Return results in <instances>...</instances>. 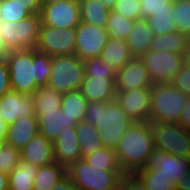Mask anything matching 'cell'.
I'll return each mask as SVG.
<instances>
[{
    "label": "cell",
    "instance_id": "obj_13",
    "mask_svg": "<svg viewBox=\"0 0 190 190\" xmlns=\"http://www.w3.org/2000/svg\"><path fill=\"white\" fill-rule=\"evenodd\" d=\"M189 168L190 158H181L178 155L154 149L143 169H152L155 176L171 179V183L176 184L186 176Z\"/></svg>",
    "mask_w": 190,
    "mask_h": 190
},
{
    "label": "cell",
    "instance_id": "obj_38",
    "mask_svg": "<svg viewBox=\"0 0 190 190\" xmlns=\"http://www.w3.org/2000/svg\"><path fill=\"white\" fill-rule=\"evenodd\" d=\"M29 16L31 14L13 0H0V22L20 21Z\"/></svg>",
    "mask_w": 190,
    "mask_h": 190
},
{
    "label": "cell",
    "instance_id": "obj_54",
    "mask_svg": "<svg viewBox=\"0 0 190 190\" xmlns=\"http://www.w3.org/2000/svg\"><path fill=\"white\" fill-rule=\"evenodd\" d=\"M58 1H69V0H41L42 6L43 5H50V4L56 3Z\"/></svg>",
    "mask_w": 190,
    "mask_h": 190
},
{
    "label": "cell",
    "instance_id": "obj_21",
    "mask_svg": "<svg viewBox=\"0 0 190 190\" xmlns=\"http://www.w3.org/2000/svg\"><path fill=\"white\" fill-rule=\"evenodd\" d=\"M39 133L52 143L66 127L76 126L74 121H70L61 108L50 111H42L38 116Z\"/></svg>",
    "mask_w": 190,
    "mask_h": 190
},
{
    "label": "cell",
    "instance_id": "obj_27",
    "mask_svg": "<svg viewBox=\"0 0 190 190\" xmlns=\"http://www.w3.org/2000/svg\"><path fill=\"white\" fill-rule=\"evenodd\" d=\"M75 131L77 133L81 159L103 147L98 131L94 125L83 120L76 124Z\"/></svg>",
    "mask_w": 190,
    "mask_h": 190
},
{
    "label": "cell",
    "instance_id": "obj_25",
    "mask_svg": "<svg viewBox=\"0 0 190 190\" xmlns=\"http://www.w3.org/2000/svg\"><path fill=\"white\" fill-rule=\"evenodd\" d=\"M87 99L81 90H72L62 94L61 110L70 121L76 124L84 120L87 110Z\"/></svg>",
    "mask_w": 190,
    "mask_h": 190
},
{
    "label": "cell",
    "instance_id": "obj_53",
    "mask_svg": "<svg viewBox=\"0 0 190 190\" xmlns=\"http://www.w3.org/2000/svg\"><path fill=\"white\" fill-rule=\"evenodd\" d=\"M103 3L108 9L112 10L114 8L116 0H99Z\"/></svg>",
    "mask_w": 190,
    "mask_h": 190
},
{
    "label": "cell",
    "instance_id": "obj_44",
    "mask_svg": "<svg viewBox=\"0 0 190 190\" xmlns=\"http://www.w3.org/2000/svg\"><path fill=\"white\" fill-rule=\"evenodd\" d=\"M14 3L23 6L31 15L40 14L42 9L41 0H13Z\"/></svg>",
    "mask_w": 190,
    "mask_h": 190
},
{
    "label": "cell",
    "instance_id": "obj_14",
    "mask_svg": "<svg viewBox=\"0 0 190 190\" xmlns=\"http://www.w3.org/2000/svg\"><path fill=\"white\" fill-rule=\"evenodd\" d=\"M115 100L134 122L150 121L151 88L116 91Z\"/></svg>",
    "mask_w": 190,
    "mask_h": 190
},
{
    "label": "cell",
    "instance_id": "obj_24",
    "mask_svg": "<svg viewBox=\"0 0 190 190\" xmlns=\"http://www.w3.org/2000/svg\"><path fill=\"white\" fill-rule=\"evenodd\" d=\"M189 46L188 37L178 31L154 35L151 40L149 51H169L174 54L183 55Z\"/></svg>",
    "mask_w": 190,
    "mask_h": 190
},
{
    "label": "cell",
    "instance_id": "obj_41",
    "mask_svg": "<svg viewBox=\"0 0 190 190\" xmlns=\"http://www.w3.org/2000/svg\"><path fill=\"white\" fill-rule=\"evenodd\" d=\"M170 83L185 95H190V69L184 65Z\"/></svg>",
    "mask_w": 190,
    "mask_h": 190
},
{
    "label": "cell",
    "instance_id": "obj_3",
    "mask_svg": "<svg viewBox=\"0 0 190 190\" xmlns=\"http://www.w3.org/2000/svg\"><path fill=\"white\" fill-rule=\"evenodd\" d=\"M155 149L151 122H134L115 148L118 163L124 174L143 169Z\"/></svg>",
    "mask_w": 190,
    "mask_h": 190
},
{
    "label": "cell",
    "instance_id": "obj_1",
    "mask_svg": "<svg viewBox=\"0 0 190 190\" xmlns=\"http://www.w3.org/2000/svg\"><path fill=\"white\" fill-rule=\"evenodd\" d=\"M5 60L12 90L32 95L39 87L48 84L52 63L47 54L36 49L9 51Z\"/></svg>",
    "mask_w": 190,
    "mask_h": 190
},
{
    "label": "cell",
    "instance_id": "obj_52",
    "mask_svg": "<svg viewBox=\"0 0 190 190\" xmlns=\"http://www.w3.org/2000/svg\"><path fill=\"white\" fill-rule=\"evenodd\" d=\"M105 190H125L124 184L122 183V177L115 185Z\"/></svg>",
    "mask_w": 190,
    "mask_h": 190
},
{
    "label": "cell",
    "instance_id": "obj_12",
    "mask_svg": "<svg viewBox=\"0 0 190 190\" xmlns=\"http://www.w3.org/2000/svg\"><path fill=\"white\" fill-rule=\"evenodd\" d=\"M41 23L54 28H76L81 22L80 4L78 0L58 1L43 5Z\"/></svg>",
    "mask_w": 190,
    "mask_h": 190
},
{
    "label": "cell",
    "instance_id": "obj_20",
    "mask_svg": "<svg viewBox=\"0 0 190 190\" xmlns=\"http://www.w3.org/2000/svg\"><path fill=\"white\" fill-rule=\"evenodd\" d=\"M38 133V118L35 115L22 117L7 126L5 142L21 150Z\"/></svg>",
    "mask_w": 190,
    "mask_h": 190
},
{
    "label": "cell",
    "instance_id": "obj_51",
    "mask_svg": "<svg viewBox=\"0 0 190 190\" xmlns=\"http://www.w3.org/2000/svg\"><path fill=\"white\" fill-rule=\"evenodd\" d=\"M184 65L190 69V46H188L187 51L183 54Z\"/></svg>",
    "mask_w": 190,
    "mask_h": 190
},
{
    "label": "cell",
    "instance_id": "obj_2",
    "mask_svg": "<svg viewBox=\"0 0 190 190\" xmlns=\"http://www.w3.org/2000/svg\"><path fill=\"white\" fill-rule=\"evenodd\" d=\"M84 120L95 126L102 146L113 150L134 123L116 100L88 102Z\"/></svg>",
    "mask_w": 190,
    "mask_h": 190
},
{
    "label": "cell",
    "instance_id": "obj_5",
    "mask_svg": "<svg viewBox=\"0 0 190 190\" xmlns=\"http://www.w3.org/2000/svg\"><path fill=\"white\" fill-rule=\"evenodd\" d=\"M41 27L40 14L20 21L0 22V35L8 51L35 49Z\"/></svg>",
    "mask_w": 190,
    "mask_h": 190
},
{
    "label": "cell",
    "instance_id": "obj_30",
    "mask_svg": "<svg viewBox=\"0 0 190 190\" xmlns=\"http://www.w3.org/2000/svg\"><path fill=\"white\" fill-rule=\"evenodd\" d=\"M34 111L37 117L42 111L61 108L62 93L57 92L48 85L39 87L33 94Z\"/></svg>",
    "mask_w": 190,
    "mask_h": 190
},
{
    "label": "cell",
    "instance_id": "obj_31",
    "mask_svg": "<svg viewBox=\"0 0 190 190\" xmlns=\"http://www.w3.org/2000/svg\"><path fill=\"white\" fill-rule=\"evenodd\" d=\"M92 167L106 168L109 171H122L116 153L111 148L101 147L83 158Z\"/></svg>",
    "mask_w": 190,
    "mask_h": 190
},
{
    "label": "cell",
    "instance_id": "obj_16",
    "mask_svg": "<svg viewBox=\"0 0 190 190\" xmlns=\"http://www.w3.org/2000/svg\"><path fill=\"white\" fill-rule=\"evenodd\" d=\"M35 115L32 95L10 89L0 97V117L9 126L17 119Z\"/></svg>",
    "mask_w": 190,
    "mask_h": 190
},
{
    "label": "cell",
    "instance_id": "obj_4",
    "mask_svg": "<svg viewBox=\"0 0 190 190\" xmlns=\"http://www.w3.org/2000/svg\"><path fill=\"white\" fill-rule=\"evenodd\" d=\"M188 95L171 83H157L151 87L150 122L177 123L184 111Z\"/></svg>",
    "mask_w": 190,
    "mask_h": 190
},
{
    "label": "cell",
    "instance_id": "obj_32",
    "mask_svg": "<svg viewBox=\"0 0 190 190\" xmlns=\"http://www.w3.org/2000/svg\"><path fill=\"white\" fill-rule=\"evenodd\" d=\"M135 20H130L122 16L120 13L110 11L106 30L109 37L115 39L126 40L129 31L132 29Z\"/></svg>",
    "mask_w": 190,
    "mask_h": 190
},
{
    "label": "cell",
    "instance_id": "obj_43",
    "mask_svg": "<svg viewBox=\"0 0 190 190\" xmlns=\"http://www.w3.org/2000/svg\"><path fill=\"white\" fill-rule=\"evenodd\" d=\"M122 183L125 190H148L135 174H124L122 176Z\"/></svg>",
    "mask_w": 190,
    "mask_h": 190
},
{
    "label": "cell",
    "instance_id": "obj_36",
    "mask_svg": "<svg viewBox=\"0 0 190 190\" xmlns=\"http://www.w3.org/2000/svg\"><path fill=\"white\" fill-rule=\"evenodd\" d=\"M84 63V77H105V78H115L116 70L112 68L108 63H106L100 57L90 58L83 61Z\"/></svg>",
    "mask_w": 190,
    "mask_h": 190
},
{
    "label": "cell",
    "instance_id": "obj_19",
    "mask_svg": "<svg viewBox=\"0 0 190 190\" xmlns=\"http://www.w3.org/2000/svg\"><path fill=\"white\" fill-rule=\"evenodd\" d=\"M80 90L88 102L114 101L116 96L115 78L84 77Z\"/></svg>",
    "mask_w": 190,
    "mask_h": 190
},
{
    "label": "cell",
    "instance_id": "obj_26",
    "mask_svg": "<svg viewBox=\"0 0 190 190\" xmlns=\"http://www.w3.org/2000/svg\"><path fill=\"white\" fill-rule=\"evenodd\" d=\"M67 175V168L57 161L38 167L33 180V190H50Z\"/></svg>",
    "mask_w": 190,
    "mask_h": 190
},
{
    "label": "cell",
    "instance_id": "obj_15",
    "mask_svg": "<svg viewBox=\"0 0 190 190\" xmlns=\"http://www.w3.org/2000/svg\"><path fill=\"white\" fill-rule=\"evenodd\" d=\"M154 85L143 61L133 57L122 68L116 71L115 90L131 91L132 89L151 88Z\"/></svg>",
    "mask_w": 190,
    "mask_h": 190
},
{
    "label": "cell",
    "instance_id": "obj_28",
    "mask_svg": "<svg viewBox=\"0 0 190 190\" xmlns=\"http://www.w3.org/2000/svg\"><path fill=\"white\" fill-rule=\"evenodd\" d=\"M78 1L80 4L82 22L98 26L99 28H106L110 9L99 0Z\"/></svg>",
    "mask_w": 190,
    "mask_h": 190
},
{
    "label": "cell",
    "instance_id": "obj_6",
    "mask_svg": "<svg viewBox=\"0 0 190 190\" xmlns=\"http://www.w3.org/2000/svg\"><path fill=\"white\" fill-rule=\"evenodd\" d=\"M52 71L48 86L66 93L81 88L85 72L84 63L75 54L51 57Z\"/></svg>",
    "mask_w": 190,
    "mask_h": 190
},
{
    "label": "cell",
    "instance_id": "obj_9",
    "mask_svg": "<svg viewBox=\"0 0 190 190\" xmlns=\"http://www.w3.org/2000/svg\"><path fill=\"white\" fill-rule=\"evenodd\" d=\"M140 59L154 84L170 83L184 66V57L169 51H147Z\"/></svg>",
    "mask_w": 190,
    "mask_h": 190
},
{
    "label": "cell",
    "instance_id": "obj_48",
    "mask_svg": "<svg viewBox=\"0 0 190 190\" xmlns=\"http://www.w3.org/2000/svg\"><path fill=\"white\" fill-rule=\"evenodd\" d=\"M0 190H9V176L0 171Z\"/></svg>",
    "mask_w": 190,
    "mask_h": 190
},
{
    "label": "cell",
    "instance_id": "obj_33",
    "mask_svg": "<svg viewBox=\"0 0 190 190\" xmlns=\"http://www.w3.org/2000/svg\"><path fill=\"white\" fill-rule=\"evenodd\" d=\"M173 19L176 31L190 36V1H173Z\"/></svg>",
    "mask_w": 190,
    "mask_h": 190
},
{
    "label": "cell",
    "instance_id": "obj_11",
    "mask_svg": "<svg viewBox=\"0 0 190 190\" xmlns=\"http://www.w3.org/2000/svg\"><path fill=\"white\" fill-rule=\"evenodd\" d=\"M109 38L106 28L80 22L76 27L74 54L81 60L99 57Z\"/></svg>",
    "mask_w": 190,
    "mask_h": 190
},
{
    "label": "cell",
    "instance_id": "obj_7",
    "mask_svg": "<svg viewBox=\"0 0 190 190\" xmlns=\"http://www.w3.org/2000/svg\"><path fill=\"white\" fill-rule=\"evenodd\" d=\"M67 175L77 190H105L115 185L124 173L92 167L80 159L67 168Z\"/></svg>",
    "mask_w": 190,
    "mask_h": 190
},
{
    "label": "cell",
    "instance_id": "obj_8",
    "mask_svg": "<svg viewBox=\"0 0 190 190\" xmlns=\"http://www.w3.org/2000/svg\"><path fill=\"white\" fill-rule=\"evenodd\" d=\"M155 149L190 158V131L178 123L151 122Z\"/></svg>",
    "mask_w": 190,
    "mask_h": 190
},
{
    "label": "cell",
    "instance_id": "obj_17",
    "mask_svg": "<svg viewBox=\"0 0 190 190\" xmlns=\"http://www.w3.org/2000/svg\"><path fill=\"white\" fill-rule=\"evenodd\" d=\"M55 160L68 168L81 159L75 126L66 127L53 142Z\"/></svg>",
    "mask_w": 190,
    "mask_h": 190
},
{
    "label": "cell",
    "instance_id": "obj_40",
    "mask_svg": "<svg viewBox=\"0 0 190 190\" xmlns=\"http://www.w3.org/2000/svg\"><path fill=\"white\" fill-rule=\"evenodd\" d=\"M142 19H148L153 13L172 12L173 0H140Z\"/></svg>",
    "mask_w": 190,
    "mask_h": 190
},
{
    "label": "cell",
    "instance_id": "obj_18",
    "mask_svg": "<svg viewBox=\"0 0 190 190\" xmlns=\"http://www.w3.org/2000/svg\"><path fill=\"white\" fill-rule=\"evenodd\" d=\"M21 161L37 167L55 162L53 143L42 134H36L21 150Z\"/></svg>",
    "mask_w": 190,
    "mask_h": 190
},
{
    "label": "cell",
    "instance_id": "obj_34",
    "mask_svg": "<svg viewBox=\"0 0 190 190\" xmlns=\"http://www.w3.org/2000/svg\"><path fill=\"white\" fill-rule=\"evenodd\" d=\"M148 190H175V184L171 179L155 176L152 169H140L134 173Z\"/></svg>",
    "mask_w": 190,
    "mask_h": 190
},
{
    "label": "cell",
    "instance_id": "obj_10",
    "mask_svg": "<svg viewBox=\"0 0 190 190\" xmlns=\"http://www.w3.org/2000/svg\"><path fill=\"white\" fill-rule=\"evenodd\" d=\"M76 28H54L41 23L36 50L53 56L74 54Z\"/></svg>",
    "mask_w": 190,
    "mask_h": 190
},
{
    "label": "cell",
    "instance_id": "obj_37",
    "mask_svg": "<svg viewBox=\"0 0 190 190\" xmlns=\"http://www.w3.org/2000/svg\"><path fill=\"white\" fill-rule=\"evenodd\" d=\"M21 162V151L3 142L0 144V171L9 174Z\"/></svg>",
    "mask_w": 190,
    "mask_h": 190
},
{
    "label": "cell",
    "instance_id": "obj_49",
    "mask_svg": "<svg viewBox=\"0 0 190 190\" xmlns=\"http://www.w3.org/2000/svg\"><path fill=\"white\" fill-rule=\"evenodd\" d=\"M6 134H7V125L4 123L3 119L0 117V144L5 142Z\"/></svg>",
    "mask_w": 190,
    "mask_h": 190
},
{
    "label": "cell",
    "instance_id": "obj_39",
    "mask_svg": "<svg viewBox=\"0 0 190 190\" xmlns=\"http://www.w3.org/2000/svg\"><path fill=\"white\" fill-rule=\"evenodd\" d=\"M112 10L130 20L142 19L140 0H116Z\"/></svg>",
    "mask_w": 190,
    "mask_h": 190
},
{
    "label": "cell",
    "instance_id": "obj_29",
    "mask_svg": "<svg viewBox=\"0 0 190 190\" xmlns=\"http://www.w3.org/2000/svg\"><path fill=\"white\" fill-rule=\"evenodd\" d=\"M38 167L21 161L9 174V190H33Z\"/></svg>",
    "mask_w": 190,
    "mask_h": 190
},
{
    "label": "cell",
    "instance_id": "obj_47",
    "mask_svg": "<svg viewBox=\"0 0 190 190\" xmlns=\"http://www.w3.org/2000/svg\"><path fill=\"white\" fill-rule=\"evenodd\" d=\"M175 190H190V168L188 169L186 176L177 181L175 184Z\"/></svg>",
    "mask_w": 190,
    "mask_h": 190
},
{
    "label": "cell",
    "instance_id": "obj_23",
    "mask_svg": "<svg viewBox=\"0 0 190 190\" xmlns=\"http://www.w3.org/2000/svg\"><path fill=\"white\" fill-rule=\"evenodd\" d=\"M99 57L116 71L133 58L125 40L111 37L108 38Z\"/></svg>",
    "mask_w": 190,
    "mask_h": 190
},
{
    "label": "cell",
    "instance_id": "obj_50",
    "mask_svg": "<svg viewBox=\"0 0 190 190\" xmlns=\"http://www.w3.org/2000/svg\"><path fill=\"white\" fill-rule=\"evenodd\" d=\"M9 51L7 50L2 36L0 35V59H4L8 55Z\"/></svg>",
    "mask_w": 190,
    "mask_h": 190
},
{
    "label": "cell",
    "instance_id": "obj_42",
    "mask_svg": "<svg viewBox=\"0 0 190 190\" xmlns=\"http://www.w3.org/2000/svg\"><path fill=\"white\" fill-rule=\"evenodd\" d=\"M10 78L7 62L0 59V97L10 90Z\"/></svg>",
    "mask_w": 190,
    "mask_h": 190
},
{
    "label": "cell",
    "instance_id": "obj_22",
    "mask_svg": "<svg viewBox=\"0 0 190 190\" xmlns=\"http://www.w3.org/2000/svg\"><path fill=\"white\" fill-rule=\"evenodd\" d=\"M154 33L148 26L146 19L135 20L126 38V43L133 57L140 58L150 49Z\"/></svg>",
    "mask_w": 190,
    "mask_h": 190
},
{
    "label": "cell",
    "instance_id": "obj_45",
    "mask_svg": "<svg viewBox=\"0 0 190 190\" xmlns=\"http://www.w3.org/2000/svg\"><path fill=\"white\" fill-rule=\"evenodd\" d=\"M182 128L190 131V95H188L184 111L177 122Z\"/></svg>",
    "mask_w": 190,
    "mask_h": 190
},
{
    "label": "cell",
    "instance_id": "obj_46",
    "mask_svg": "<svg viewBox=\"0 0 190 190\" xmlns=\"http://www.w3.org/2000/svg\"><path fill=\"white\" fill-rule=\"evenodd\" d=\"M50 190H77L72 183V180L68 175L61 179L57 184Z\"/></svg>",
    "mask_w": 190,
    "mask_h": 190
},
{
    "label": "cell",
    "instance_id": "obj_35",
    "mask_svg": "<svg viewBox=\"0 0 190 190\" xmlns=\"http://www.w3.org/2000/svg\"><path fill=\"white\" fill-rule=\"evenodd\" d=\"M172 12L153 13L147 20L148 26L154 35H162L176 31Z\"/></svg>",
    "mask_w": 190,
    "mask_h": 190
}]
</instances>
